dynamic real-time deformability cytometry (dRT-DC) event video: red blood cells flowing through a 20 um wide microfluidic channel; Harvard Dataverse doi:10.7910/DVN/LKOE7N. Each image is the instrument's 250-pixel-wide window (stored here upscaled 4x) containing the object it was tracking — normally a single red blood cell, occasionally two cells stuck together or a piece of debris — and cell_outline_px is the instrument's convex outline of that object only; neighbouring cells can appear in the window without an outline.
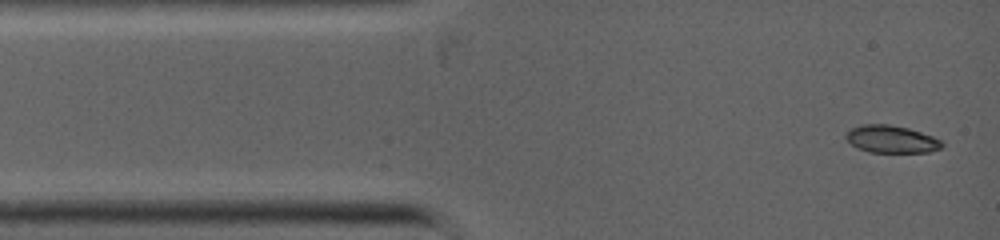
{"species": "common noctule bat (a hibernating species)", "species_latin": "Nyctalus noctula", "temperature_condition": "warm", "stored_images_in_passage": 6, "camera_frame_rate_fps": 5000, "um_per_image_px": 0.085, "animal": {"sex": "female", "body_mass_g": 19.0, "forearm_length_mm": 53.3}, "frame": {"image": 1, "passage_image": 1, "time_ms": 0.0, "image_size_px": [1000, 240], "cell_outline_px": [[944, 148], [928, 152], [868, 152], [856, 148], [844, 136], [844, 132], [852, 128], [864, 124], [888, 124], [908, 128], [932, 136], [940, 140], [944, 144]], "centroid_in_image_um": [75.76, 11.83], "position_along_channel_um": 9.2, "area_um2": 15.43}}